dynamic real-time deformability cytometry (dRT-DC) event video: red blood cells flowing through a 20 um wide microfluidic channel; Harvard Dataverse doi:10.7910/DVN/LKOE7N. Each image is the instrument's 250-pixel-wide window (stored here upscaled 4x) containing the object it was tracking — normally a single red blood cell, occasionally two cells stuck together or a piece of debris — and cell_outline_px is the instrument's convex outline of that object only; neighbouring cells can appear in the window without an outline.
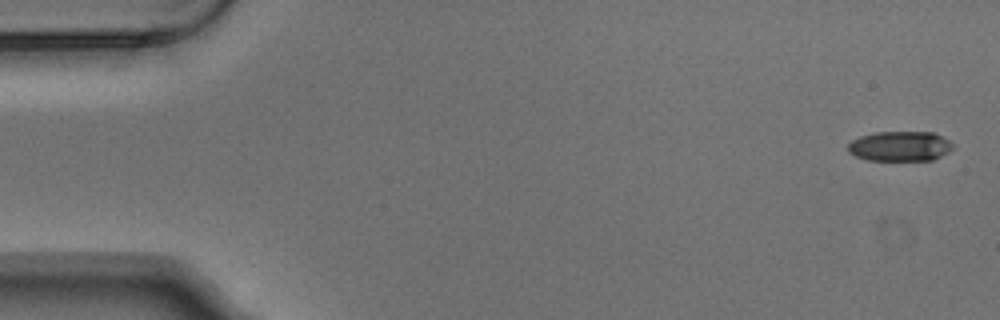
{"species": "Egyptian fruit bat (a non-hibernating species)", "species_latin": "Rousettus aegyptiacus", "temperature_condition": "warm", "stored_images_in_passage": 6, "camera_frame_rate_fps": 3000, "um_per_image_px": 0.085, "animal": {"sex": "male"}, "frame": {"image": 1, "passage_image": 1, "time_ms": 0.0, "image_size_px": [1000, 320], "cell_outline_px": [[952, 148], [948, 152], [932, 160], [868, 160], [856, 156], [848, 152], [848, 144], [852, 140], [860, 136], [876, 132], [932, 132], [948, 140], [952, 144]], "centroid_in_image_um": [76.47, 12.43], "position_along_channel_um": 8.5, "area_um2": 18.15}}